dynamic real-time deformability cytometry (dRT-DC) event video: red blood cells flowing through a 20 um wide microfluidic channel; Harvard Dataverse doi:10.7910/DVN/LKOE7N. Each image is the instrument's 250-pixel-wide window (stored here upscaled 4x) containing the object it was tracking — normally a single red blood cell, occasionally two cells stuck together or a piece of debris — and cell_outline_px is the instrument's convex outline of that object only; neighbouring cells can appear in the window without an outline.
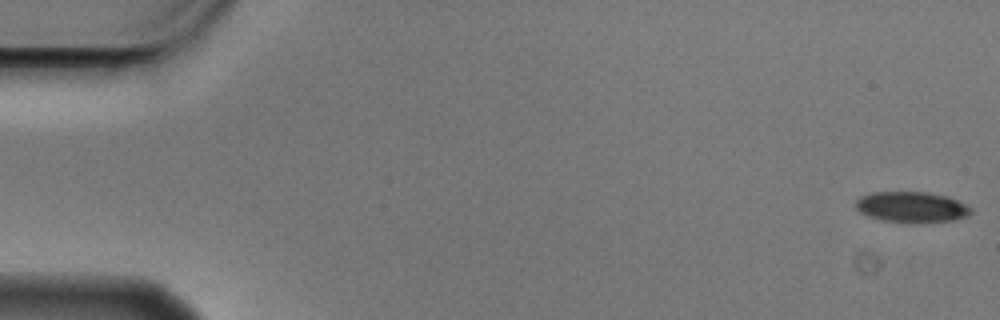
{"species": "Egyptian fruit bat (a non-hibernating species)", "species_latin": "Rousettus aegyptiacus", "temperature_condition": "cold", "stored_images_in_passage": 5, "camera_frame_rate_fps": 3000, "um_per_image_px": 0.085, "animal": {"sex": "male"}, "frame": {"image": 1, "passage_image": 1, "time_ms": 0.0, "image_size_px": [1000, 320], "cell_outline_px": [[972, 212], [968, 216], [952, 220], [912, 224], [908, 224], [880, 220], [868, 216], [860, 212], [856, 208], [856, 200], [860, 196], [872, 192], [928, 192], [948, 196], [972, 208]], "centroid_in_image_um": [77.47, 17.61], "position_along_channel_um": 7.5, "area_um2": 20.98}}
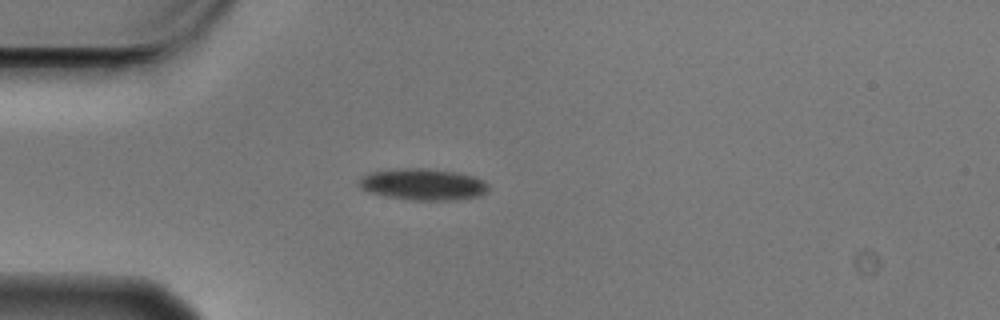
{"frame": {"image": 2, "passage_image": 5, "time_ms": 1.333, "image_size_px": [1000, 320], "cell_outline_px": [[488, 188], [480, 196], [452, 200], [412, 200], [384, 196], [368, 192], [360, 188], [356, 184], [356, 180], [360, 176], [368, 172], [400, 168], [428, 168], [456, 172], [472, 176], [484, 180], [488, 184]], "centroid_in_image_um": [35.87, 15.66], "position_along_channel_um": 49.1, "area_um2": 24.1}}